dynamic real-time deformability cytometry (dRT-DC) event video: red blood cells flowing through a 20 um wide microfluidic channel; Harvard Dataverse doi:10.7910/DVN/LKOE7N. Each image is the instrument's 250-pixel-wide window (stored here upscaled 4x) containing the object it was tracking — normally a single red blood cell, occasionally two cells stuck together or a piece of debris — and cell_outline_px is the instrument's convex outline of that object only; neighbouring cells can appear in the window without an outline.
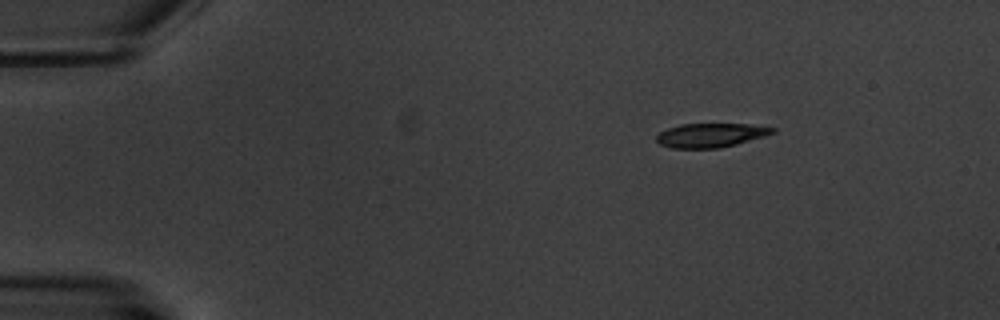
{"species": "common noctule bat (a hibernating species)", "species_latin": "Nyctalus noctula", "temperature_condition": "warm", "stored_images_in_passage": 4, "camera_frame_rate_fps": 3000, "um_per_image_px": 0.085, "animal": {"sex": "male", "body_mass_g": 20.1, "forearm_length_mm": 53.5}, "frame": {"image": 1, "passage_image": 1, "time_ms": 0.0, "image_size_px": [1000, 320], "cell_outline_px": [[776, 132], [764, 136], [736, 144], [720, 148], [672, 148], [660, 144], [656, 140], [656, 136], [660, 132], [668, 128], [680, 124], [748, 124], [776, 128]], "centroid_in_image_um": [60.4, 11.49], "position_along_channel_um": 24.6, "area_um2": 16.18}}
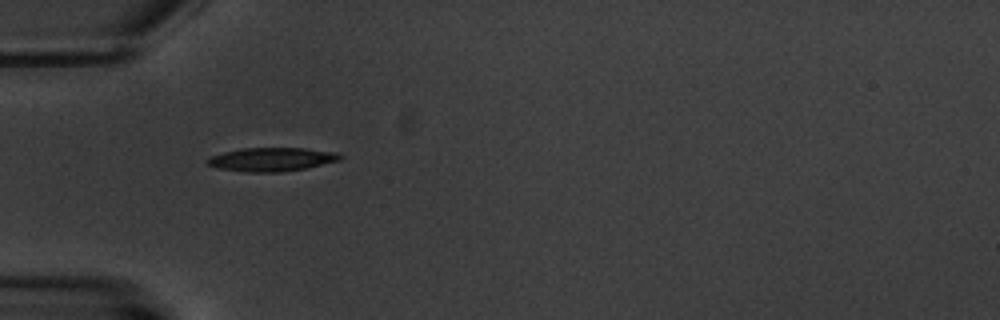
{"frame": {"image": 2, "passage_image": 4, "time_ms": 3.333, "image_size_px": [1000, 320], "cell_outline_px": [[344, 156], [340, 160], [308, 168], [280, 172], [248, 172], [216, 168], [208, 164], [204, 160], [212, 156], [224, 152], [244, 148], [304, 148], [336, 152]], "centroid_in_image_um": [23.11, 13.55], "position_along_channel_um": 61.9, "area_um2": 18.32}}